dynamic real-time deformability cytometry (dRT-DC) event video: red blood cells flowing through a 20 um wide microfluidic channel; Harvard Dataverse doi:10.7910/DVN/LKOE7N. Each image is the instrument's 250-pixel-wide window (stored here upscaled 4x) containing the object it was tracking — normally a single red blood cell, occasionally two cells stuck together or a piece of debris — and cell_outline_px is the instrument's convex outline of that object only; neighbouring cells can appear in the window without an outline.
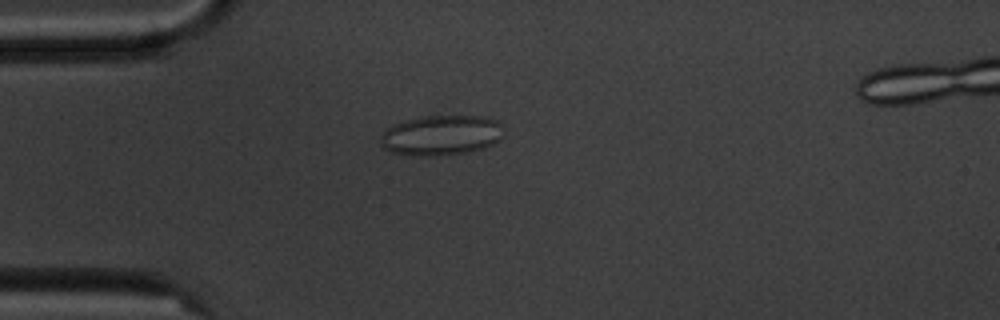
{"species": "common noctule bat (a hibernating species)", "species_latin": "Nyctalus noctula", "temperature_condition": "cold", "stored_images_in_passage": 6, "camera_frame_rate_fps": 3000, "um_per_image_px": 0.085, "animal": {"sex": "male", "body_mass_g": 20.1, "forearm_length_mm": 53.5}, "frame": {"image": 1, "passage_image": 5, "time_ms": 4.667, "image_size_px": [1000, 320], "cell_outline_px": [[504, 136], [500, 140], [484, 148], [468, 152], [436, 156], [412, 156], [392, 152], [384, 148], [380, 144], [380, 136], [392, 124], [404, 120], [428, 116], [484, 116], [496, 120], [500, 124]], "centroid_in_image_um": [37.5, 11.5], "position_along_channel_um": 47.5, "area_um2": 29.02}}